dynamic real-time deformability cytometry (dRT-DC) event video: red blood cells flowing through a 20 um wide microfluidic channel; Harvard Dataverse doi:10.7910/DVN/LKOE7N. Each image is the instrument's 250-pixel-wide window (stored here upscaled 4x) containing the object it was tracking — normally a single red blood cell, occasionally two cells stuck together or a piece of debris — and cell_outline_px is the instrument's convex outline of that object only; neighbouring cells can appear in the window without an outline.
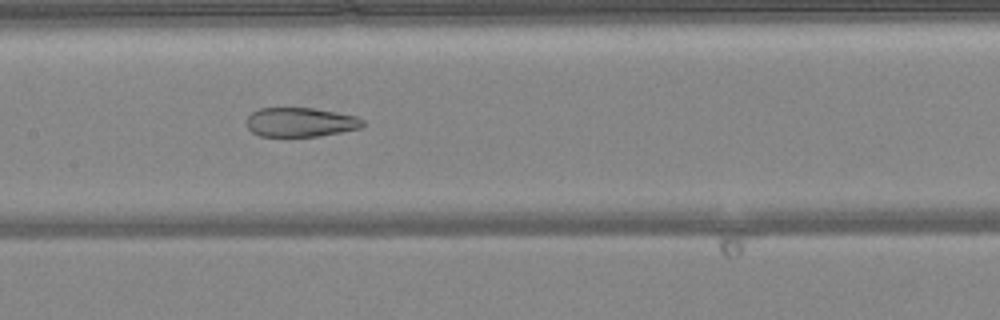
{"species": "common noctule bat (a hibernating species)", "species_latin": "Nyctalus noctula", "temperature_condition": "warm", "stored_images_in_passage": 42, "camera_frame_rate_fps": 3000, "um_per_image_px": 0.085, "animal": {"sex": "female", "body_mass_g": 24.6, "forearm_length_mm": 56.2}, "frame": {"image": 1, "passage_image": 22, "time_ms": 7.0, "image_size_px": [1000, 320], "cell_outline_px": [[364, 128], [320, 136], [260, 136], [252, 132], [248, 128], [248, 116], [252, 112], [260, 108], [312, 108], [356, 116], [364, 120]], "centroid_in_image_um": [25.58, 10.39], "position_along_channel_um": 181.8, "area_um2": 19.77}}
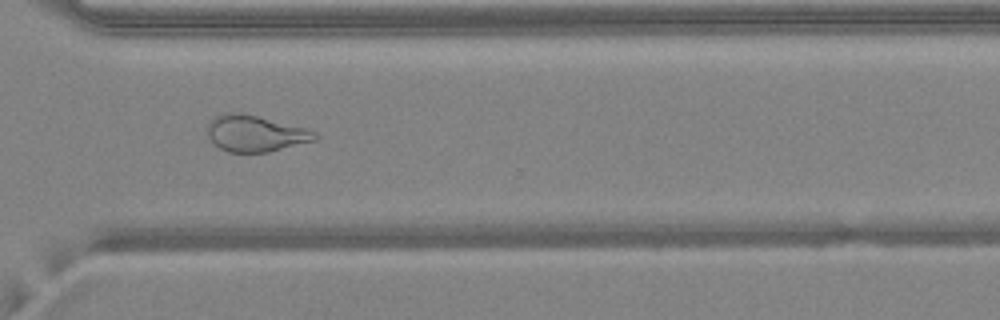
{"frame": {"image": 2, "passage_image": 34, "time_ms": 11.0, "image_size_px": [1000, 320], "cell_outline_px": [[320, 136], [316, 140], [268, 152], [228, 152], [212, 144], [208, 136], [208, 124], [216, 116], [232, 112], [240, 112], [304, 128], [316, 132]], "centroid_in_image_um": [21.69, 11.36], "position_along_channel_um": 348.9, "area_um2": 22.48}}
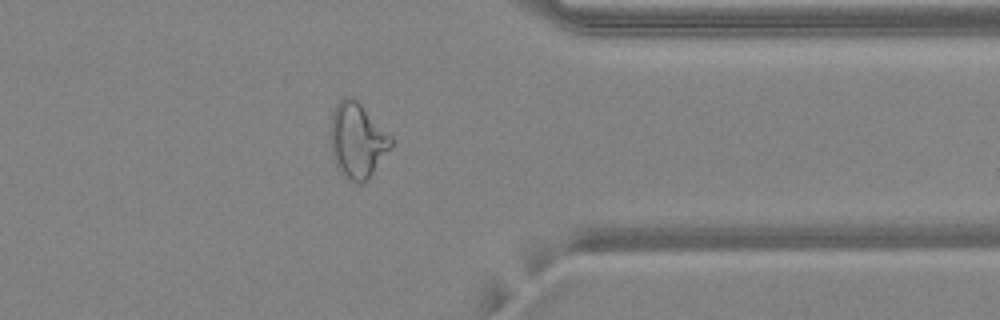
{"frame": {"image": 3, "passage_image": 37, "time_ms": 12.0, "image_size_px": [1000, 320], "cell_outline_px": [[392, 144], [368, 180], [360, 184], [352, 180], [340, 172], [332, 156], [332, 116], [336, 104], [344, 96], [352, 96], [392, 136]], "centroid_in_image_um": [30.38, 11.93], "position_along_channel_um": 381.0, "area_um2": 25.84}}